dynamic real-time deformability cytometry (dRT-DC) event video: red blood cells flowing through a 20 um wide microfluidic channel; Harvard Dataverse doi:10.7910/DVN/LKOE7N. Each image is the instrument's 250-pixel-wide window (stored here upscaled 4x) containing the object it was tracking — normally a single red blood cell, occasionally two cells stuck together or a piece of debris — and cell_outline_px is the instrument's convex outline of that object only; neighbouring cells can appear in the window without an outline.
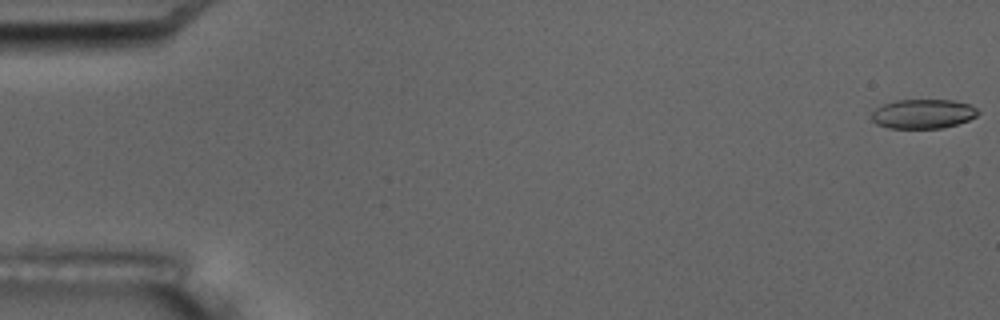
{"species": "common noctule bat (a hibernating species)", "species_latin": "Nyctalus noctula", "temperature_condition": "room temperature", "stored_images_in_passage": 6, "camera_frame_rate_fps": 3000, "um_per_image_px": 0.085, "animal": {"sex": "male", "body_mass_g": 17.5, "forearm_length_mm": 52.3}, "frame": {"image": 1, "passage_image": 1, "time_ms": 0.0, "image_size_px": [1000, 320], "cell_outline_px": [[980, 112], [976, 116], [968, 120], [956, 124], [940, 128], [888, 128], [876, 124], [872, 120], [872, 112], [876, 108], [884, 104], [896, 100], [952, 100], [968, 104], [976, 108]], "centroid_in_image_um": [78.44, 9.68], "position_along_channel_um": 6.6, "area_um2": 18.09}}
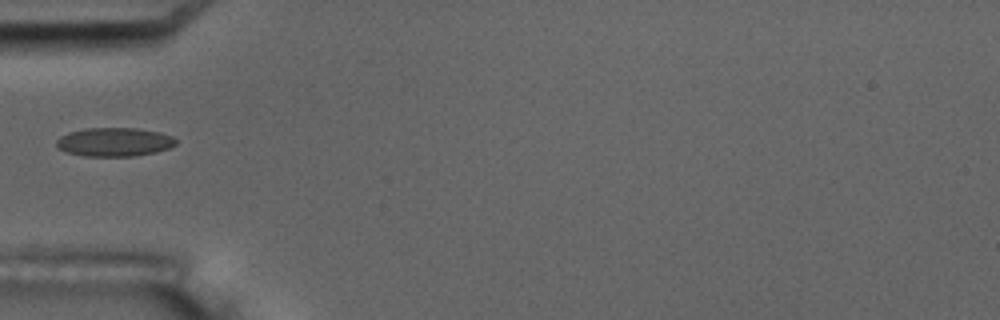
{"frame": {"image": 2, "passage_image": 6, "time_ms": 6.333, "image_size_px": [1000, 320], "cell_outline_px": [[176, 144], [168, 148], [156, 152], [132, 156], [84, 156], [68, 152], [60, 148], [56, 144], [56, 140], [60, 136], [68, 132], [84, 128], [136, 128], [160, 132], [172, 136], [176, 140]], "centroid_in_image_um": [9.72, 12.06], "position_along_channel_um": 75.3, "area_um2": 19.94}}